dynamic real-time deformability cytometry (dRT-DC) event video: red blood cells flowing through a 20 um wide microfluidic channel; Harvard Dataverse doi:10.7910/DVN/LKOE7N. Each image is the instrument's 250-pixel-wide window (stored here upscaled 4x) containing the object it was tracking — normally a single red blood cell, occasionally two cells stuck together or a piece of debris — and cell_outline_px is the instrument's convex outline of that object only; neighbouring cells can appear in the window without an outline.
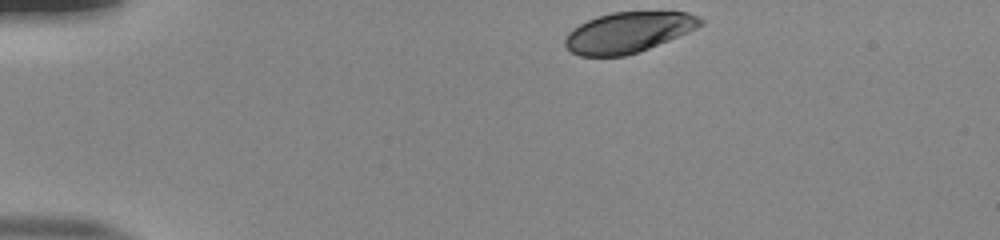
{"species": "human", "species_latin": "Homo sapiens", "temperature_condition": "room temperature", "stored_images_in_passage": 37, "camera_frame_rate_fps": 3000, "um_per_image_px": 0.085, "donor": {"sex": "male"}, "frame": {"image": 1, "passage_image": 1, "time_ms": 0.0, "image_size_px": [1000, 240], "cell_outline_px": [[704, 24], [688, 32], [648, 48], [624, 56], [580, 56], [572, 52], [564, 44], [564, 40], [568, 32], [572, 28], [596, 16], [612, 12], [688, 12], [700, 16], [704, 20]], "centroid_in_image_um": [53.4, 2.74], "position_along_channel_um": 31.6, "area_um2": 31.85}}
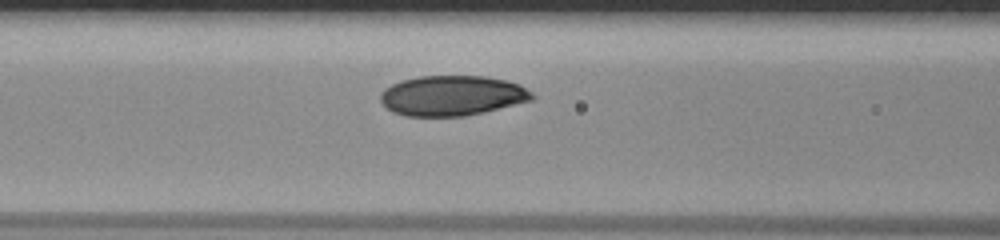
{"frame": {"image": 2, "passage_image": 14, "time_ms": 4.333, "image_size_px": [1000, 240], "cell_outline_px": [[536, 96], [532, 100], [484, 112], [464, 116], [404, 116], [392, 112], [380, 100], [380, 92], [384, 88], [400, 80], [420, 76], [484, 76], [504, 80], [520, 84], [532, 92]], "centroid_in_image_um": [38.42, 8.13], "position_along_channel_um": 128.2, "area_um2": 35.6}}
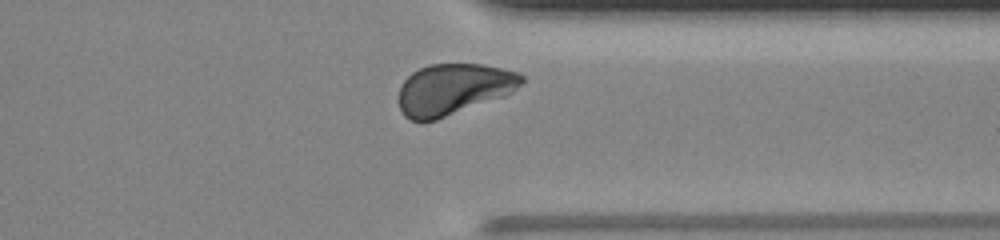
{"frame": {"image": 3, "passage_image": 33, "time_ms": 10.667, "image_size_px": [1000, 240], "cell_outline_px": [[524, 80], [512, 92], [504, 96], [436, 120], [412, 120], [404, 116], [400, 108], [400, 84], [412, 72], [428, 64], [484, 64], [516, 72], [524, 76]], "centroid_in_image_um": [38.54, 7.57], "position_along_channel_um": 372.9, "area_um2": 36.3}, "authors_computed_cell_mechanics": {"area_um2": 35.6626, "velocity_mm_per_s": 3.8733, "shape_relaxation_time_tau1_ms": 1.7671, "shape_relaxation_time_tau2_ms": null, "deformation_change_tau1": 0.0918, "deformation_change_tau2": null}}